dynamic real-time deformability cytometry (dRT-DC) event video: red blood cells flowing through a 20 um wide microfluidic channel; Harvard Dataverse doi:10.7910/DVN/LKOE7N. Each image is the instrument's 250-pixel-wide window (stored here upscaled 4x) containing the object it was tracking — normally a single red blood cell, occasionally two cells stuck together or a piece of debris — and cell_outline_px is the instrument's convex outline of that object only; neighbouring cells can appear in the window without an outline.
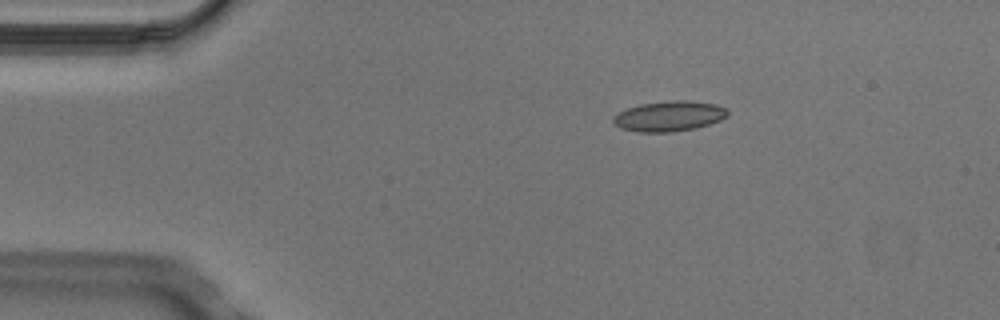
{"species": "Egyptian fruit bat (a non-hibernating species)", "species_latin": "Rousettus aegyptiacus", "temperature_condition": "cold", "stored_images_in_passage": 4, "camera_frame_rate_fps": 3000, "um_per_image_px": 0.085, "animal": {"sex": "male"}, "frame": {"image": 1, "passage_image": 3, "time_ms": 0.667, "image_size_px": [1000, 320], "cell_outline_px": [[728, 116], [720, 120], [696, 128], [672, 132], [636, 132], [620, 128], [612, 120], [612, 116], [628, 108], [640, 104], [668, 100], [688, 100], [716, 104], [728, 108]], "centroid_in_image_um": [56.89, 9.87], "position_along_channel_um": 28.1, "area_um2": 20.35}}